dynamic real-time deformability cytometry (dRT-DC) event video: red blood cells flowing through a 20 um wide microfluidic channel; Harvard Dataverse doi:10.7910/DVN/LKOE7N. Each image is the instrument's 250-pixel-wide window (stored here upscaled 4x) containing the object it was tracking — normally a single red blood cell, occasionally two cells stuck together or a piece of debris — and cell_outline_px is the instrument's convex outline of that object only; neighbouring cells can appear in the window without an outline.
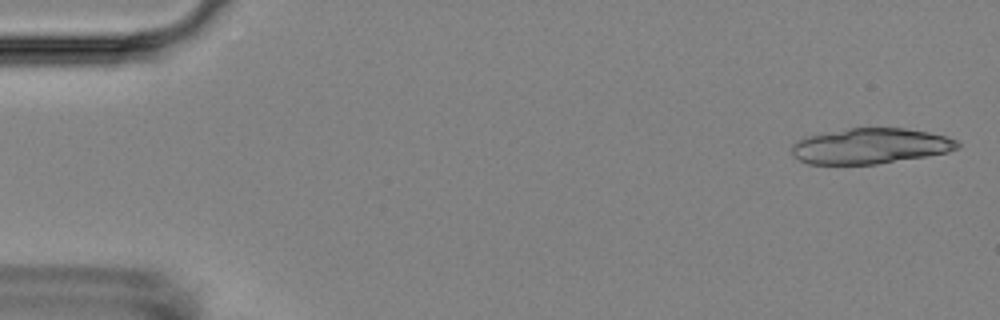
{"species": "Egyptian fruit bat (a non-hibernating species)", "species_latin": "Rousettus aegyptiacus", "temperature_condition": "room temperature", "stored_images_in_passage": 5, "camera_frame_rate_fps": 3000, "um_per_image_px": 0.085, "animal": {"sex": "female"}, "frame": {"image": 1, "passage_image": 1, "time_ms": 0.0, "image_size_px": [1000, 320], "cell_outline_px": [[960, 144], [956, 148], [948, 152], [876, 164], [808, 164], [792, 156], [792, 144], [796, 140], [808, 136], [848, 128], [904, 128], [928, 132], [944, 136], [956, 140]], "centroid_in_image_um": [73.93, 12.41], "position_along_channel_um": 11.1, "area_um2": 34.04}}